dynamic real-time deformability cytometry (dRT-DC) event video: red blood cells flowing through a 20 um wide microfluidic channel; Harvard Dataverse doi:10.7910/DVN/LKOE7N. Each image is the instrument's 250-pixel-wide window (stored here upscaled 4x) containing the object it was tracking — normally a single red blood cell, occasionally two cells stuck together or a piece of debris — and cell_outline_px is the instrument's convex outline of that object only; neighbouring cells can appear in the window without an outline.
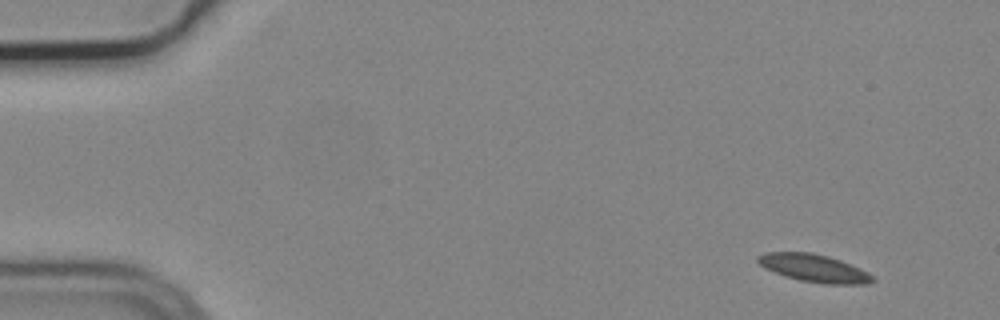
{"species": "common noctule bat (a hibernating species)", "species_latin": "Nyctalus noctula", "temperature_condition": "cold", "stored_images_in_passage": 6, "camera_frame_rate_fps": 3000, "um_per_image_px": 0.085, "animal": {"sex": "male", "body_mass_g": 19.2, "forearm_length_mm": 51.8}, "frame": {"image": 1, "passage_image": 1, "time_ms": 0.0, "image_size_px": [1000, 320], "cell_outline_px": [[876, 280], [868, 284], [828, 284], [800, 280], [784, 276], [764, 268], [756, 260], [756, 256], [764, 252], [812, 252], [828, 256], [840, 260], [860, 268], [868, 272]], "centroid_in_image_um": [69.18, 22.78], "position_along_channel_um": 15.8, "area_um2": 18.61}}
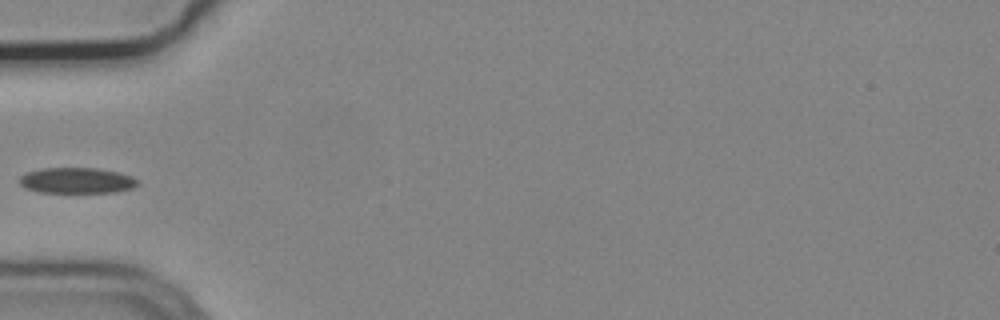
{"frame": {"image": 2, "passage_image": 5, "time_ms": 1.333, "image_size_px": [1000, 320], "cell_outline_px": [[140, 184], [132, 188], [116, 192], [40, 192], [24, 188], [20, 184], [20, 176], [28, 172], [40, 168], [100, 168], [120, 172], [132, 176], [140, 180]], "centroid_in_image_um": [6.58, 15.33], "position_along_channel_um": 78.4, "area_um2": 17.92}}
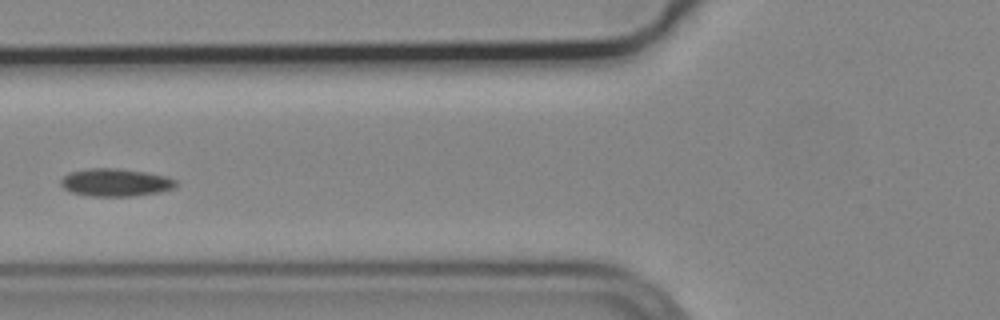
{"frame": {"image": 3, "passage_image": 6, "time_ms": 1.667, "image_size_px": [1000, 320], "cell_outline_px": [[176, 188], [160, 192], [132, 196], [92, 196], [72, 192], [64, 188], [60, 184], [60, 180], [68, 172], [88, 168], [116, 168], [144, 172], [164, 176], [176, 180]], "centroid_in_image_um": [9.8, 15.51], "position_along_channel_um": 116.0, "area_um2": 18.55}}